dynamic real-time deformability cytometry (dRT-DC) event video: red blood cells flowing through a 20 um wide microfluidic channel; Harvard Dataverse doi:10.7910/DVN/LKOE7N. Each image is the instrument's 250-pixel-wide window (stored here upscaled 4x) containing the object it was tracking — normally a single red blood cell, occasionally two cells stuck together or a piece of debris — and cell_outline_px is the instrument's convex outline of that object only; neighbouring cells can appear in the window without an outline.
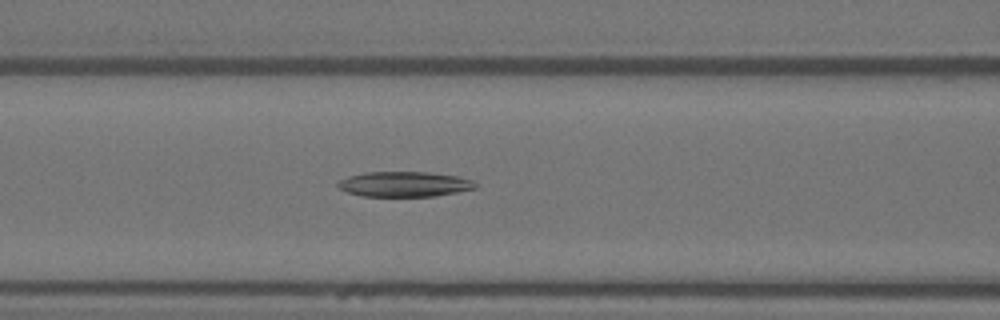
{"species": "Egyptian fruit bat (a non-hibernating species)", "species_latin": "Rousettus aegyptiacus", "temperature_condition": "warm", "stored_images_in_passage": 38, "camera_frame_rate_fps": 3000, "um_per_image_px": 0.085, "animal": {"sex": "female"}, "frame": {"image": 1, "passage_image": 10, "time_ms": 3.0, "image_size_px": [1000, 320], "cell_outline_px": [[476, 188], [436, 196], [364, 196], [348, 192], [340, 188], [336, 184], [340, 180], [348, 176], [364, 172], [428, 172], [456, 176], [472, 180], [476, 184]], "centroid_in_image_um": [34.36, 15.65], "position_along_channel_um": 132.2, "area_um2": 20.0}}
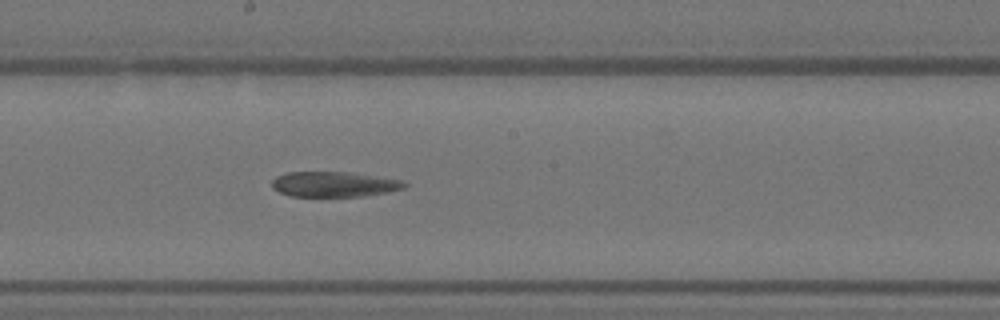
{"frame": {"image": 2, "passage_image": 17, "time_ms": 5.333, "image_size_px": [1000, 320], "cell_outline_px": [[408, 184], [404, 188], [388, 192], [364, 196], [292, 196], [280, 192], [272, 188], [272, 180], [276, 176], [288, 172], [344, 172], [404, 180]], "centroid_in_image_um": [28.4, 15.66], "position_along_channel_um": 219.8, "area_um2": 19.36}}
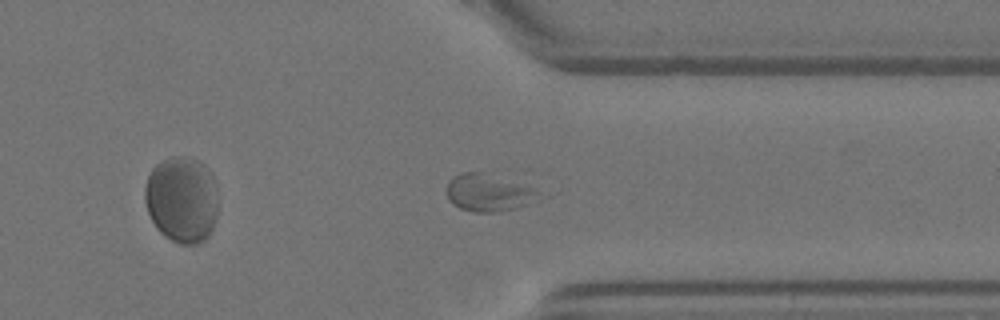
{"frame": {"image": 3, "passage_image": 29, "time_ms": 9.333, "image_size_px": [1000, 320], "cell_outline_px": [[552, 196], [516, 208], [496, 212], [472, 212], [460, 208], [452, 204], [448, 200], [448, 180], [452, 176], [460, 172], [480, 172], [532, 188]], "centroid_in_image_um": [41.58, 16.41], "position_along_channel_um": 369.8, "area_um2": 20.17}, "authors_computed_cell_mechanics": {"area_um2": 20.1433, "velocity_mm_per_s": 3.7709, "shape_relaxation_time_tau1_ms": null, "shape_relaxation_time_tau2_ms": 8.017, "deformation_change_tau1": null, "deformation_change_tau2": 0.1608}}